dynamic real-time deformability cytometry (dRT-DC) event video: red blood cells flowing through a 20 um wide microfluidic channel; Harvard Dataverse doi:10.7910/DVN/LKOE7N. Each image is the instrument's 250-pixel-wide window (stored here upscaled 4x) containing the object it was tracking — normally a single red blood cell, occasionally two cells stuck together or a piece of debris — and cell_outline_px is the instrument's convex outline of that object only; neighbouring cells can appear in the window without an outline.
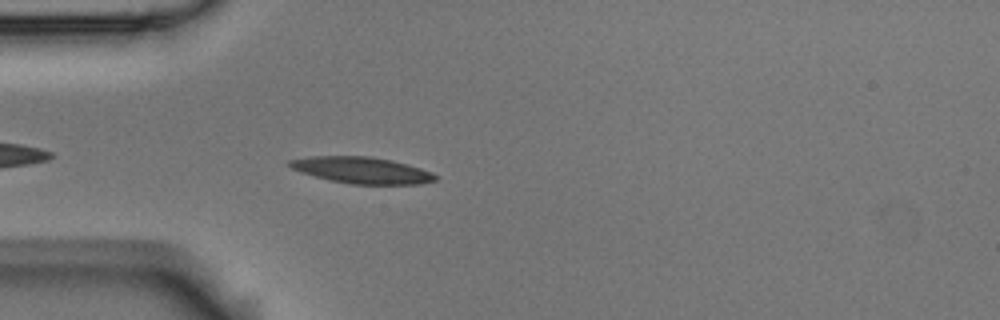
{"species": "Egyptian fruit bat (a non-hibernating species)", "species_latin": "Rousettus aegyptiacus", "temperature_condition": "room temperature", "stored_images_in_passage": 27, "camera_frame_rate_fps": 3000, "um_per_image_px": 0.085, "animal": {"sex": "male"}, "frame": {"image": 1, "passage_image": 5, "time_ms": 1.333, "image_size_px": [1000, 320], "cell_outline_px": [[436, 180], [420, 184], [352, 184], [332, 180], [300, 172], [292, 168], [288, 164], [288, 160], [312, 156], [372, 156], [392, 160], [420, 168], [432, 172], [436, 176]], "centroid_in_image_um": [30.76, 14.46], "position_along_channel_um": 54.2, "area_um2": 22.25}}
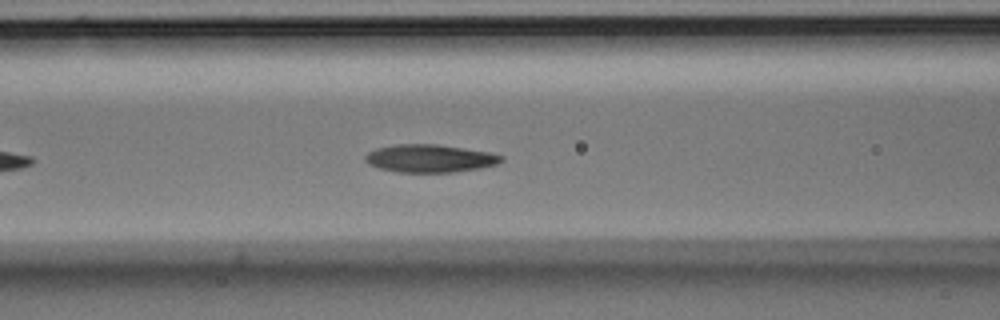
{"frame": {"image": 2, "passage_image": 12, "time_ms": 3.667, "image_size_px": [1000, 320], "cell_outline_px": [[504, 160], [496, 164], [480, 168], [452, 172], [396, 172], [380, 168], [368, 164], [364, 160], [364, 156], [368, 152], [376, 148], [396, 144], [436, 144], [492, 152], [504, 156]], "centroid_in_image_um": [36.54, 13.46], "position_along_channel_um": 130.1, "area_um2": 22.2}}